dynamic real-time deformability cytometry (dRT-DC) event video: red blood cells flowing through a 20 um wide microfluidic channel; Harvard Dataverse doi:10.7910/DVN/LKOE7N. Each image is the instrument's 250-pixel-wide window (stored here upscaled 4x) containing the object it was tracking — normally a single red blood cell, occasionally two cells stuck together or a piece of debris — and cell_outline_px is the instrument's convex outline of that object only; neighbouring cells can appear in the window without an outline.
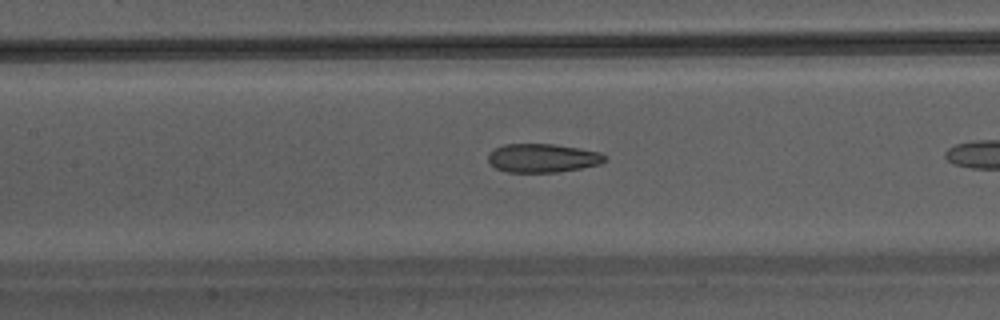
{"species": "Egyptian fruit bat (a non-hibernating species)", "species_latin": "Rousettus aegyptiacus", "temperature_condition": "warm", "stored_images_in_passage": 8, "camera_frame_rate_fps": 3000, "um_per_image_px": 0.085, "animal": {"sex": "male"}, "frame": {"image": 1, "passage_image": 7, "time_ms": 2.0, "image_size_px": [1000, 320], "cell_outline_px": [[608, 156], [600, 164], [580, 168], [556, 172], [508, 172], [496, 168], [488, 160], [488, 156], [496, 148], [504, 144], [552, 144], [580, 148], [600, 152]], "centroid_in_image_um": [46.15, 13.43], "position_along_channel_um": 161.2, "area_um2": 19.31}}